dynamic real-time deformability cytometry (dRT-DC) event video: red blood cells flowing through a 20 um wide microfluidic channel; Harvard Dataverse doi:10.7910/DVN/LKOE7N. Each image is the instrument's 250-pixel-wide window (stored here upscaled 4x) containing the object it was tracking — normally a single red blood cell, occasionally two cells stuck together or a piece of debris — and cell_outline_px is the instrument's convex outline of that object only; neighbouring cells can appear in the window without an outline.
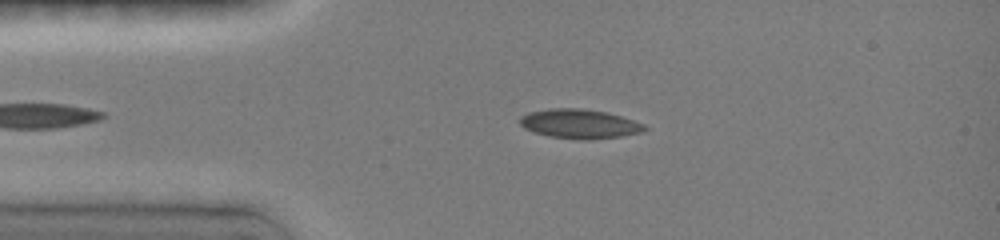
{"species": "common noctule bat (a hibernating species)", "species_latin": "Nyctalus noctula", "temperature_condition": "room temperature", "stored_images_in_passage": 28, "camera_frame_rate_fps": 3000, "um_per_image_px": 0.085, "animal": {"sex": "female", "body_mass_g": 19.0, "forearm_length_mm": 51.5}, "frame": {"image": 1, "passage_image": 2, "time_ms": 0.667, "image_size_px": [1000, 240], "cell_outline_px": [[648, 128], [640, 132], [620, 136], [592, 140], [580, 140], [548, 136], [532, 132], [524, 128], [520, 124], [520, 116], [528, 112], [548, 108], [580, 108], [608, 112], [644, 124]], "centroid_in_image_um": [49.21, 10.53], "position_along_channel_um": 35.8, "area_um2": 21.44}}
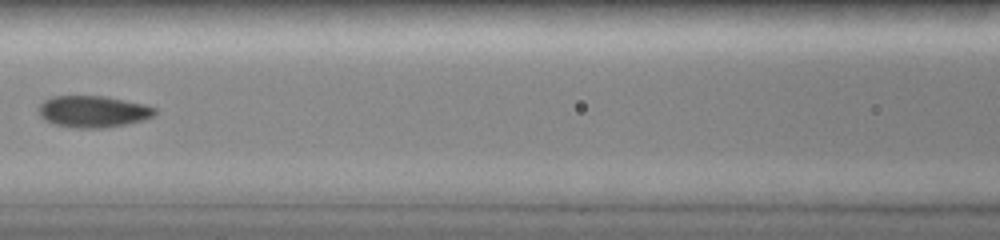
{"frame": {"image": 2, "passage_image": 10, "time_ms": 4.333, "image_size_px": [1000, 240], "cell_outline_px": [[156, 112], [152, 116], [144, 120], [128, 124], [108, 128], [76, 128], [52, 124], [44, 120], [40, 116], [40, 104], [44, 100], [52, 96], [104, 96], [144, 104], [156, 108]], "centroid_in_image_um": [7.91, 9.49], "position_along_channel_um": 158.7, "area_um2": 21.56}}
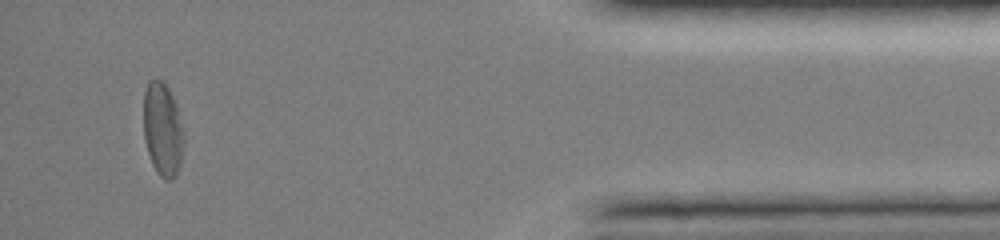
{"frame": {"image": 3, "passage_image": 28, "time_ms": 12.0, "image_size_px": [1000, 240], "cell_outline_px": [[184, 140], [180, 160], [176, 172], [172, 180], [164, 180], [156, 172], [152, 164], [144, 140], [144, 92], [148, 80], [164, 80], [172, 96], [184, 132]], "centroid_in_image_um": [13.8, 10.99], "position_along_channel_um": 421.4, "area_um2": 21.73}, "authors_computed_cell_mechanics": {"area_um2": 20.6924, "velocity_mm_per_s": 4.043, "shape_relaxation_time_tau1_ms": 5.2168, "shape_relaxation_time_tau2_ms": 2.8661, "deformation_change_tau1": 0.141, "deformation_change_tau2": 0.0663}}